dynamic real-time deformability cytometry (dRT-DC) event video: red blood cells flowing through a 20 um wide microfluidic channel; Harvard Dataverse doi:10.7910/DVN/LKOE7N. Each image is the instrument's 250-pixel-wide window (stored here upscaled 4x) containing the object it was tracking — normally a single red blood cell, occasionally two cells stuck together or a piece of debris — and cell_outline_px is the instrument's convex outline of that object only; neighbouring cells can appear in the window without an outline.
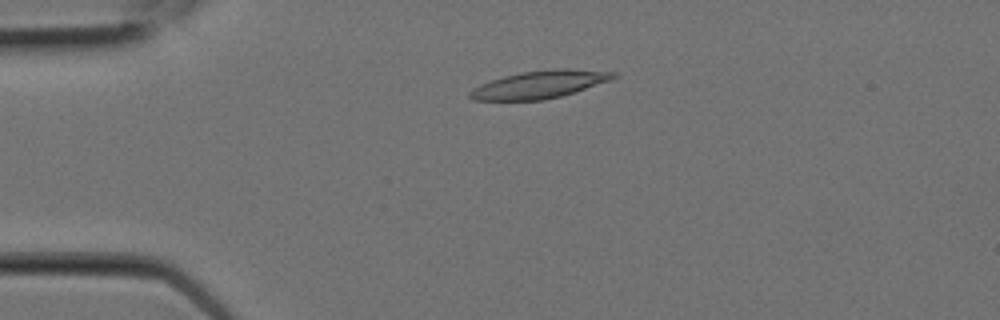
{"species": "Egyptian fruit bat (a non-hibernating species)", "species_latin": "Rousettus aegyptiacus", "temperature_condition": "room temperature", "stored_images_in_passage": 5, "camera_frame_rate_fps": 3000, "um_per_image_px": 0.085, "animal": {"sex": "female"}, "frame": {"image": 1, "passage_image": 4, "time_ms": 1.0, "image_size_px": [1000, 320], "cell_outline_px": [[620, 76], [576, 92], [544, 100], [472, 100], [468, 96], [468, 92], [472, 88], [480, 84], [504, 76], [520, 72], [552, 68], [568, 68], [616, 72]], "centroid_in_image_um": [45.87, 7.17], "position_along_channel_um": 39.1, "area_um2": 23.29}}